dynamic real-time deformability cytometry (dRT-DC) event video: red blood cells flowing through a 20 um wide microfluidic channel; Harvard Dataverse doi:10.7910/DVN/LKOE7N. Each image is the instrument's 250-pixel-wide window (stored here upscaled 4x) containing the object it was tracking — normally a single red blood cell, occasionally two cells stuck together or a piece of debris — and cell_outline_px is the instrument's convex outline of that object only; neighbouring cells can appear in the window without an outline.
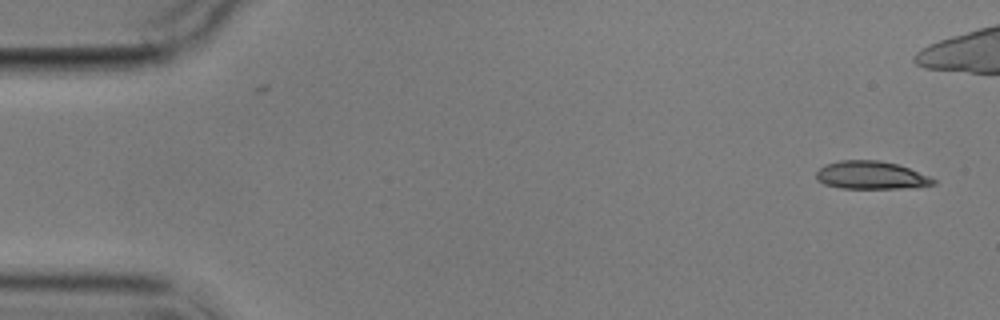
{"species": "common noctule bat (a hibernating species)", "species_latin": "Nyctalus noctula", "temperature_condition": "cold", "stored_images_in_passage": 7, "camera_frame_rate_fps": 3000, "um_per_image_px": 0.085, "animal": {"sex": "male", "body_mass_g": 17.9}, "frame": {"image": 1, "passage_image": 1, "time_ms": 0.0, "image_size_px": [1000, 320], "cell_outline_px": [[936, 184], [916, 188], [840, 188], [824, 184], [816, 180], [816, 172], [824, 164], [840, 160], [880, 160], [896, 164], [908, 168], [928, 176], [936, 180]], "centroid_in_image_um": [74.02, 14.9], "position_along_channel_um": 11.0, "area_um2": 19.19}}
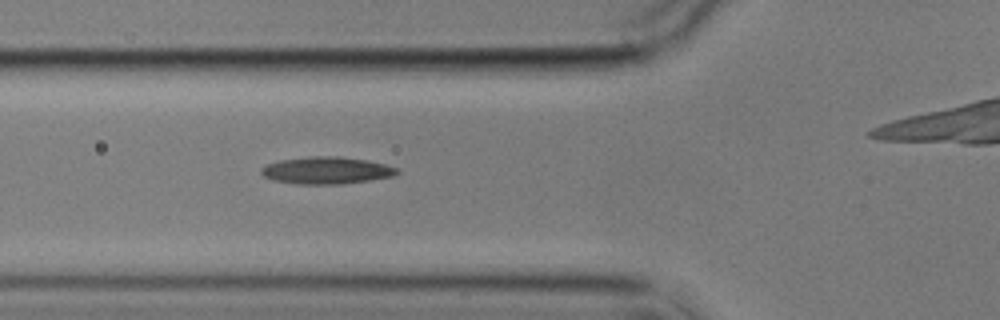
{"frame": {"image": 2, "passage_image": 6, "time_ms": 5.667, "image_size_px": [1000, 320], "cell_outline_px": [[400, 172], [392, 176], [368, 180], [340, 184], [296, 184], [272, 180], [264, 176], [260, 172], [260, 168], [268, 164], [280, 160], [312, 156], [340, 156], [368, 160], [400, 168]], "centroid_in_image_um": [27.75, 14.48], "position_along_channel_um": 98.0, "area_um2": 21.5}}